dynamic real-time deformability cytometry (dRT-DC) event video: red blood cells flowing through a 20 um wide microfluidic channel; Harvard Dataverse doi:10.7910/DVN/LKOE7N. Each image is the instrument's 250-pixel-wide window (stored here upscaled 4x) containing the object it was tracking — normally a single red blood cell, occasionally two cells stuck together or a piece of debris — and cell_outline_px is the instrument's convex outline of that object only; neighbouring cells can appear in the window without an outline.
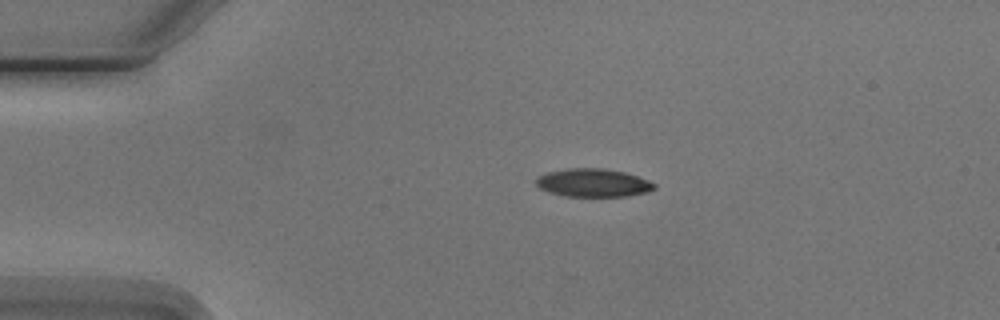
{"species": "Egyptian fruit bat (a non-hibernating species)", "species_latin": "Rousettus aegyptiacus", "temperature_condition": "cold", "stored_images_in_passage": 2, "camera_frame_rate_fps": 3000, "um_per_image_px": 0.085, "animal": {"sex": "male"}, "frame": {"image": 1, "passage_image": 1, "time_ms": 0.0, "image_size_px": [1000, 320], "cell_outline_px": [[656, 188], [648, 192], [628, 196], [564, 196], [548, 192], [540, 188], [536, 184], [536, 176], [548, 172], [568, 168], [604, 168], [624, 172], [648, 180], [656, 184]], "centroid_in_image_um": [50.41, 15.54], "position_along_channel_um": 34.6, "area_um2": 19.48}}